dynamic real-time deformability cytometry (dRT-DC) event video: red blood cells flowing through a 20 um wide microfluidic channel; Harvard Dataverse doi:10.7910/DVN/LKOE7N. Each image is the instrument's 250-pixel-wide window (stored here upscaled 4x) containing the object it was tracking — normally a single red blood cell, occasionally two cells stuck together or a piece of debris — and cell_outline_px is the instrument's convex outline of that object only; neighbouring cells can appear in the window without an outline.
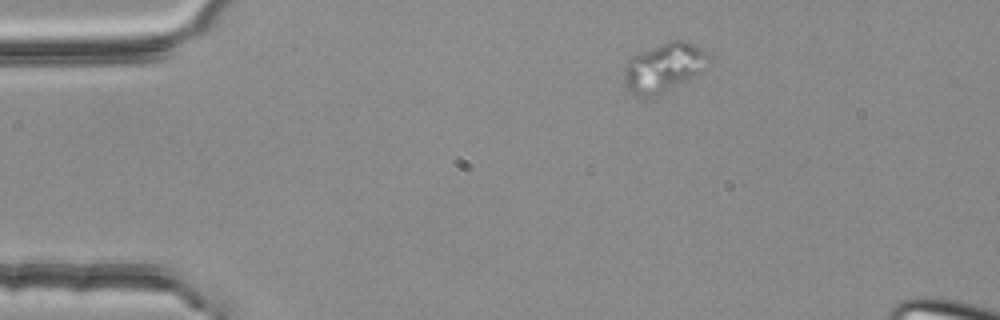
{"species": "common noctule bat (a hibernating species)", "species_latin": "Nyctalus noctula", "temperature_condition": "room temperature", "stored_images_in_passage": 3, "camera_frame_rate_fps": 3000, "um_per_image_px": 0.085, "animal": {"sex": "female", "body_mass_g": 25.1}, "frame": {"image": 1, "passage_image": 1, "time_ms": 0.0, "image_size_px": [1000, 320], "cell_outline_px": [[708, 56], [704, 68], [700, 72], [668, 92], [652, 96], [632, 96], [624, 84], [624, 64], [632, 56], [640, 52], [672, 40], [684, 40], [708, 52]], "centroid_in_image_um": [56.37, 5.76], "position_along_channel_um": 28.6, "area_um2": 24.04}}
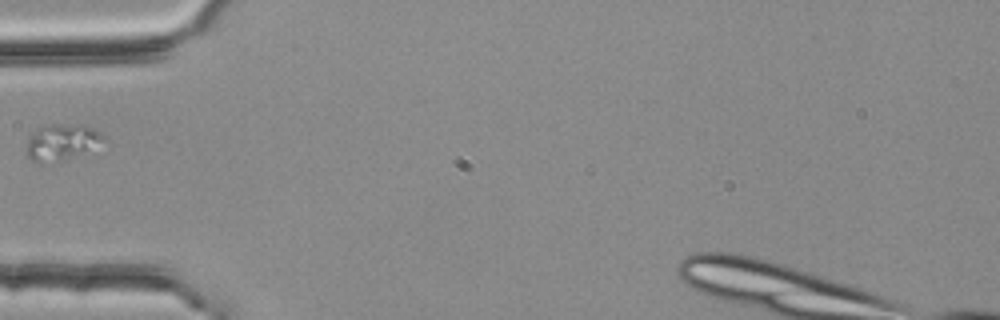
{"frame": {"image": 2, "passage_image": 3, "time_ms": 0.667, "image_size_px": [1000, 320], "cell_outline_px": [[108, 140], [68, 156], [40, 164], [32, 160], [28, 156], [28, 136], [36, 128], [44, 124], [88, 124], [104, 136]], "centroid_in_image_um": [5.21, 11.99], "position_along_channel_um": 79.8, "area_um2": 15.72}}